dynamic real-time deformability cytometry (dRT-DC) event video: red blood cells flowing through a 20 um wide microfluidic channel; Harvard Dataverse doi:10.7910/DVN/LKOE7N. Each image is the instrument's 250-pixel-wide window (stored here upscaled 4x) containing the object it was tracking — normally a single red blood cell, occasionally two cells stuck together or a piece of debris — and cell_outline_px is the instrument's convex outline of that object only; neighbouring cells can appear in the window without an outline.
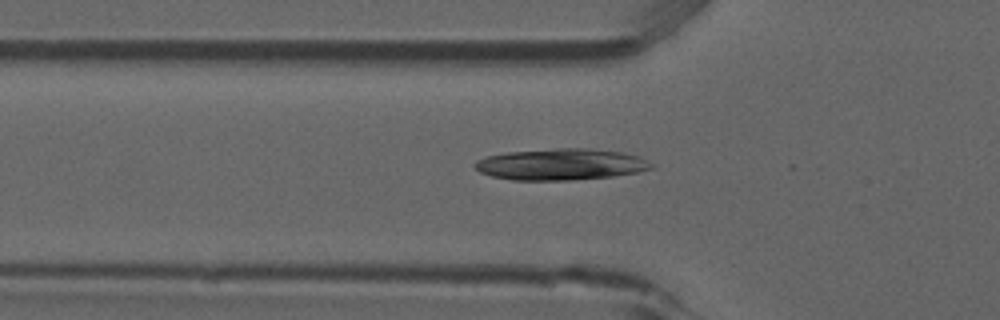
{"species": "common noctule bat (a hibernating species)", "species_latin": "Nyctalus noctula", "temperature_condition": "room temperature", "stored_images_in_passage": 35, "camera_frame_rate_fps": 3000, "um_per_image_px": 0.085, "animal": {"sex": "male", "forearm_length_mm": 52.5}, "frame": {"image": 1, "passage_image": 5, "time_ms": 1.333, "image_size_px": [1000, 320], "cell_outline_px": [[656, 168], [636, 172], [612, 176], [568, 180], [512, 180], [492, 176], [480, 172], [472, 164], [476, 160], [484, 156], [504, 152], [560, 148], [584, 148], [624, 152], [640, 156], [652, 164]], "centroid_in_image_um": [47.65, 13.96], "position_along_channel_um": 78.2, "area_um2": 32.43}}
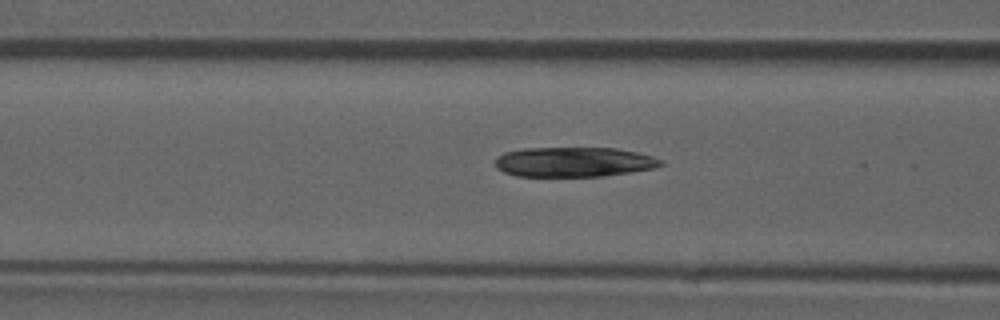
{"frame": {"image": 2, "passage_image": 8, "time_ms": 2.333, "image_size_px": [1000, 320], "cell_outline_px": [[664, 164], [652, 168], [628, 172], [600, 176], [516, 176], [504, 172], [496, 168], [496, 156], [504, 152], [520, 148], [616, 148], [636, 152], [652, 156], [664, 160]], "centroid_in_image_um": [48.74, 13.76], "position_along_channel_um": 117.9, "area_um2": 28.73}}
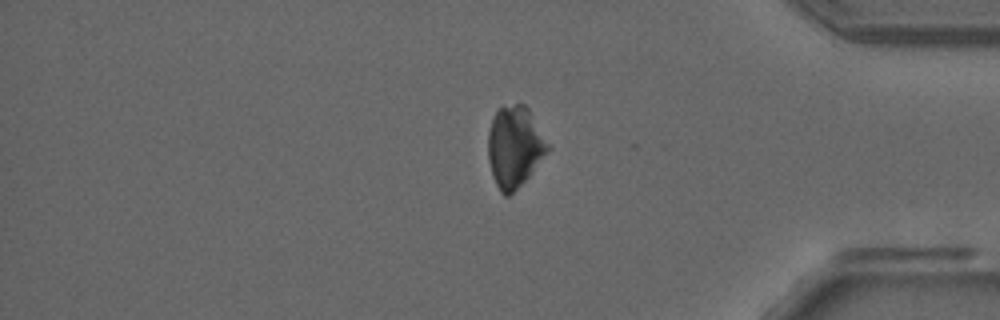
{"frame": {"image": 3, "passage_image": 31, "time_ms": 10.0, "image_size_px": [1000, 320], "cell_outline_px": [[552, 148], [528, 176], [508, 196], [504, 196], [500, 192], [492, 176], [488, 160], [488, 132], [492, 116], [500, 108], [516, 104], [524, 104], [528, 108]], "centroid_in_image_um": [43.74, 12.46], "position_along_channel_um": 391.5, "area_um2": 28.15}}